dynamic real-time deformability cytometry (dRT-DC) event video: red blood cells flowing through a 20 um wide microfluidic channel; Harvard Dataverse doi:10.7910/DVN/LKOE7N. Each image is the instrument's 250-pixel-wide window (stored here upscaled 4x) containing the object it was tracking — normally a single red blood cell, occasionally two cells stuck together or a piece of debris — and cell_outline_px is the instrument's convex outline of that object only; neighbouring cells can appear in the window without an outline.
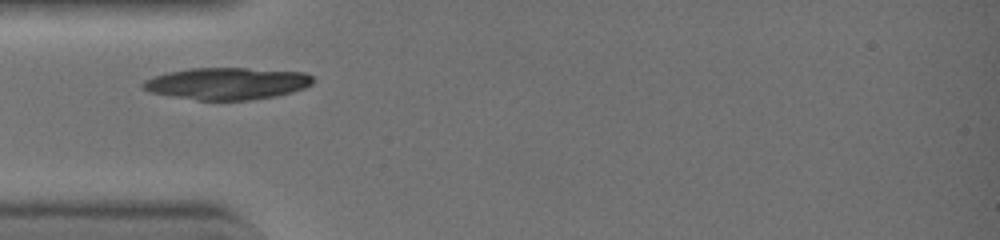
{"species": "common noctule bat (a hibernating species)", "species_latin": "Nyctalus noctula", "temperature_condition": "warm", "stored_images_in_passage": 7, "segment_of_instrument_passage": [3, 3], "camera_frame_rate_fps": 3000, "um_per_image_px": 0.085, "animal": {"sex": "female", "body_mass_g": 19.0, "forearm_length_mm": 51.5}, "frame": {"image": 1, "passage_image": 6, "time_ms": 1.667, "image_size_px": [1000, 240], "cell_outline_px": [[316, 80], [312, 84], [304, 88], [292, 92], [276, 96], [248, 100], [200, 100], [148, 92], [140, 88], [140, 84], [144, 80], [152, 76], [168, 72], [192, 68], [244, 68], [304, 72], [312, 76]], "centroid_in_image_um": [19.28, 7.09], "position_along_channel_um": 65.7, "area_um2": 31.79}}